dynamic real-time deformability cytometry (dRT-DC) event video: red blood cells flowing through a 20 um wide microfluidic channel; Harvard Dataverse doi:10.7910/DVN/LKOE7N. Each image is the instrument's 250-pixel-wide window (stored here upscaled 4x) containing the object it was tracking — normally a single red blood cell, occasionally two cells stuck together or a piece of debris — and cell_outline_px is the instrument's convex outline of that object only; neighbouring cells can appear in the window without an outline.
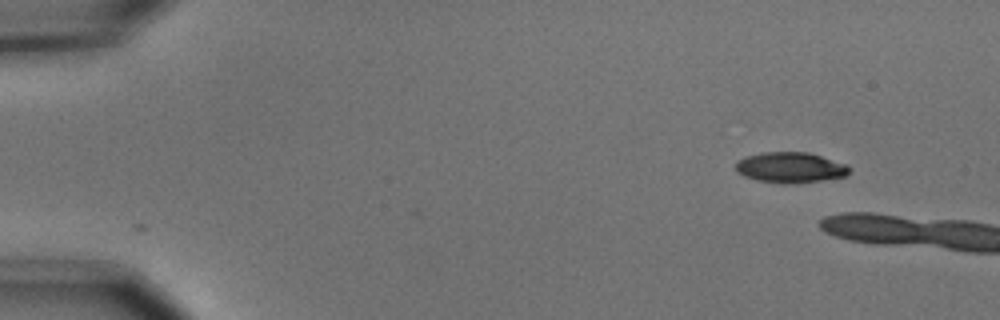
{"species": "common noctule bat (a hibernating species)", "species_latin": "Nyctalus noctula", "temperature_condition": "cold", "stored_images_in_passage": 4, "camera_frame_rate_fps": 3000, "um_per_image_px": 0.085, "animal": {"sex": "male", "body_mass_g": 15.6}, "frame": {"image": 1, "passage_image": 4, "time_ms": 1.0, "image_size_px": [1000, 320], "cell_outline_px": [[852, 168], [848, 176], [792, 184], [780, 184], [756, 180], [744, 176], [736, 172], [736, 160], [744, 156], [764, 152], [808, 152], [848, 164]], "centroid_in_image_um": [67.19, 14.24], "position_along_channel_um": 17.8, "area_um2": 20.63}}